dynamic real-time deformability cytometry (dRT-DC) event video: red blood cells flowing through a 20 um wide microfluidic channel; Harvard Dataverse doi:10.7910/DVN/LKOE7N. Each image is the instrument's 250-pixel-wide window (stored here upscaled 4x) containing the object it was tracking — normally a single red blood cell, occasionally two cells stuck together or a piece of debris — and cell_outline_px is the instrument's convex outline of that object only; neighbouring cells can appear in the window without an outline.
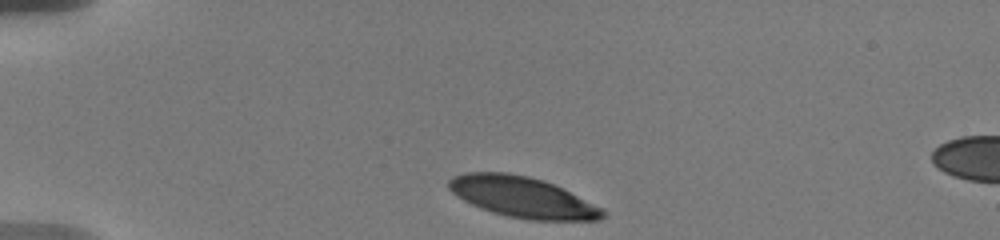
{"species": "human", "species_latin": "Homo sapiens", "temperature_condition": "warm", "stored_images_in_passage": 4, "camera_frame_rate_fps": 3000, "um_per_image_px": 0.085, "donor": {"sex": "male"}, "frame": {"image": 1, "passage_image": 1, "time_ms": 0.0, "image_size_px": [1000, 240], "cell_outline_px": [[608, 216], [600, 220], [532, 220], [508, 216], [492, 212], [480, 208], [464, 200], [452, 192], [448, 188], [448, 180], [452, 176], [468, 172], [508, 172], [528, 176], [544, 180], [604, 208]], "centroid_in_image_um": [44.43, 16.76], "position_along_channel_um": 40.6, "area_um2": 36.59}}
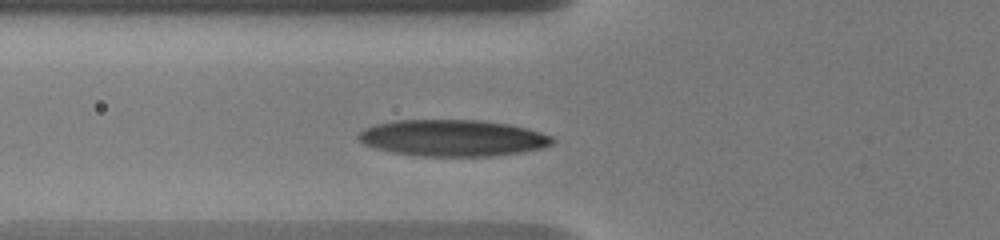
{"frame": {"image": 2, "passage_image": 4, "time_ms": 2.667, "image_size_px": [1000, 240], "cell_outline_px": [[552, 144], [540, 148], [520, 152], [492, 156], [424, 156], [392, 152], [376, 148], [364, 144], [356, 136], [364, 128], [376, 124], [396, 120], [476, 120], [508, 124], [528, 128], [552, 136]], "centroid_in_image_um": [38.46, 11.72], "position_along_channel_um": 87.3, "area_um2": 40.98}}